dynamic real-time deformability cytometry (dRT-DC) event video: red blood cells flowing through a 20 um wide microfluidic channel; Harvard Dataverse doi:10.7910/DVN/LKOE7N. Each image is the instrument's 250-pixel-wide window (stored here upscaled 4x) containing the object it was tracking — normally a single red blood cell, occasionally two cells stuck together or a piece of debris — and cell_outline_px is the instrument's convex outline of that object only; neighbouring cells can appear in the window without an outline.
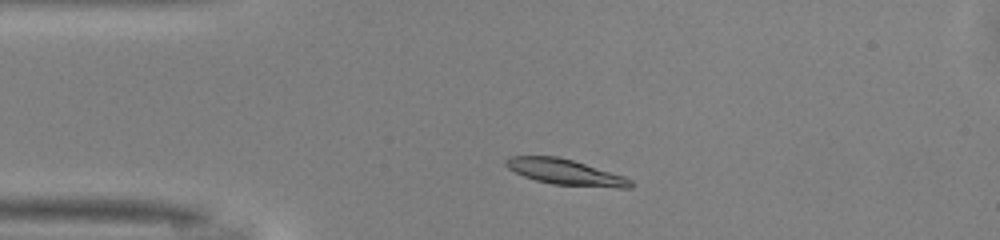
{"species": "common noctule bat (a hibernating species)", "species_latin": "Nyctalus noctula", "temperature_condition": "warm", "stored_images_in_passage": 44, "camera_frame_rate_fps": 3000, "um_per_image_px": 0.085, "animal": {"sex": "male", "body_mass_g": 13.0, "forearm_length_mm": 53.1}, "frame": {"image": 1, "passage_image": 5, "time_ms": 1.333, "image_size_px": [1000, 240], "cell_outline_px": [[636, 184], [632, 188], [616, 188], [552, 184], [536, 180], [524, 176], [508, 168], [504, 164], [504, 160], [512, 156], [556, 156], [572, 160], [624, 176], [632, 180]], "centroid_in_image_um": [48.1, 14.64], "position_along_channel_um": 36.9, "area_um2": 18.61}}
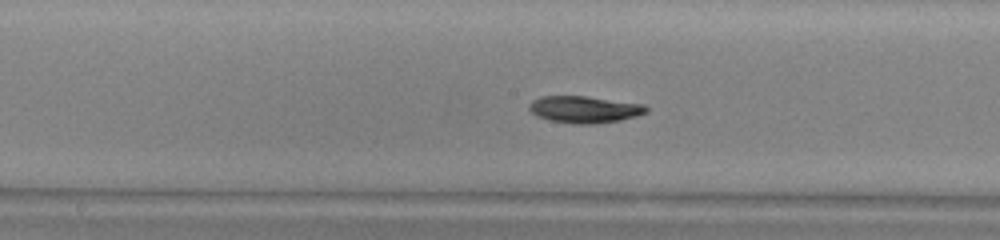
{"frame": {"image": 2, "passage_image": 19, "time_ms": 6.0, "image_size_px": [1000, 240], "cell_outline_px": [[648, 112], [636, 116], [620, 120], [596, 124], [572, 124], [548, 120], [532, 112], [528, 108], [528, 104], [532, 100], [540, 96], [584, 96], [644, 104], [648, 108]], "centroid_in_image_um": [49.67, 9.3], "position_along_channel_um": 198.5, "area_um2": 18.38}}
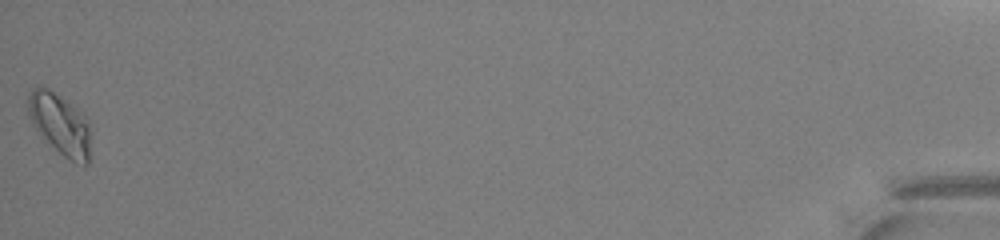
{"frame": {"image": 3, "passage_image": 44, "time_ms": 14.333, "image_size_px": [1000, 240], "cell_outline_px": [[92, 132], [88, 164], [76, 164], [68, 160], [32, 124], [28, 116], [28, 92], [32, 88], [40, 84], [48, 88], [80, 108], [88, 120]], "centroid_in_image_um": [5.15, 10.51], "position_along_channel_um": 430.0, "area_um2": 22.83}, "authors_computed_cell_mechanics": {"area_um2": 17.918, "velocity_mm_per_s": 4.0661, "shape_relaxation_time_tau1_ms": 3.9294, "shape_relaxation_time_tau2_ms": null, "deformation_change_tau1": 0.1213, "deformation_change_tau2": null}}